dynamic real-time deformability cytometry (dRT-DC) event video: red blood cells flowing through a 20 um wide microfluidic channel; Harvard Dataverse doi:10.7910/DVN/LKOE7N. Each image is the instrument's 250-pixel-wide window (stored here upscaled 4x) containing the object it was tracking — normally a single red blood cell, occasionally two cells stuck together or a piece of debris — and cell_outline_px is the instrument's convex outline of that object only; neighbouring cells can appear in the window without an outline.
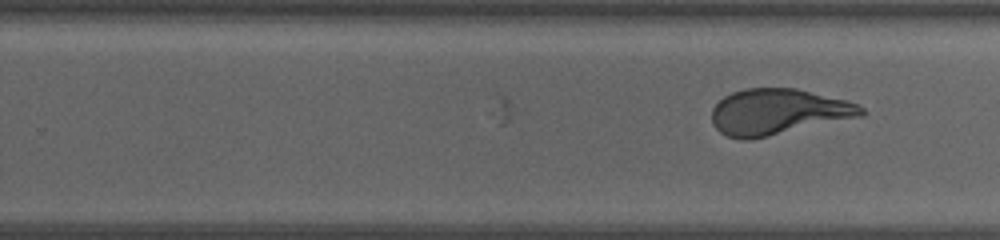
{"species": "human", "species_latin": "Homo sapiens", "temperature_condition": "warm", "stored_images_in_passage": 22, "camera_frame_rate_fps": 3000, "um_per_image_px": 0.085, "donor": {"sex": "female"}, "frame": {"image": 1, "passage_image": 22, "time_ms": 13.667, "image_size_px": [1000, 240], "cell_outline_px": [[864, 116], [752, 140], [744, 140], [728, 136], [720, 132], [712, 124], [712, 108], [724, 96], [732, 92], [744, 88], [796, 88], [844, 100], [856, 104], [864, 108]], "centroid_in_image_um": [66.11, 9.52], "position_along_channel_um": 263.7, "area_um2": 40.06}}